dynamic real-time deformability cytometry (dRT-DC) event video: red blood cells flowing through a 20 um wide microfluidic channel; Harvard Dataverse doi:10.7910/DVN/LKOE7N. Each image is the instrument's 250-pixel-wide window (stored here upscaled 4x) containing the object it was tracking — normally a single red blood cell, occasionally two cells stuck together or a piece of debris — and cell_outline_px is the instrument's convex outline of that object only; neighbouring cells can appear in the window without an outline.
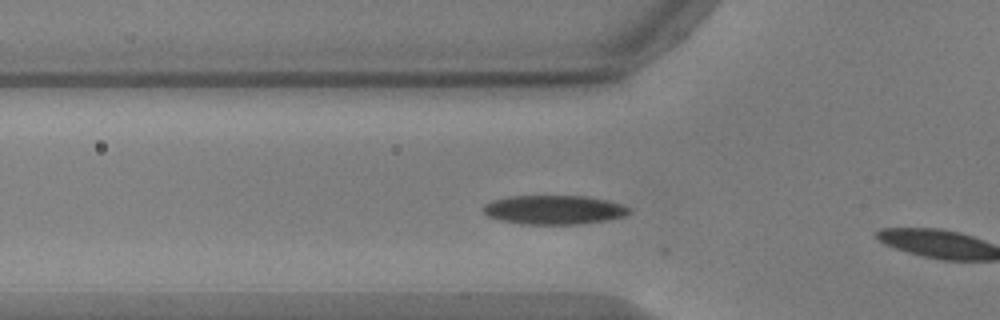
{"species": "common noctule bat (a hibernating species)", "species_latin": "Nyctalus noctula", "temperature_condition": "warm", "stored_images_in_passage": 11, "camera_frame_rate_fps": 3000, "um_per_image_px": 0.085, "animal": {"sex": "male", "body_mass_g": 17.9, "forearm_length_mm": 54.2}, "frame": {"image": 1, "passage_image": 2, "time_ms": 0.333, "image_size_px": [1000, 320], "cell_outline_px": [[632, 212], [628, 216], [608, 220], [580, 224], [520, 224], [500, 220], [488, 216], [480, 208], [484, 204], [492, 200], [508, 196], [588, 196], [608, 200], [624, 204], [632, 208]], "centroid_in_image_um": [47.14, 17.83], "position_along_channel_um": 78.7, "area_um2": 25.26}}
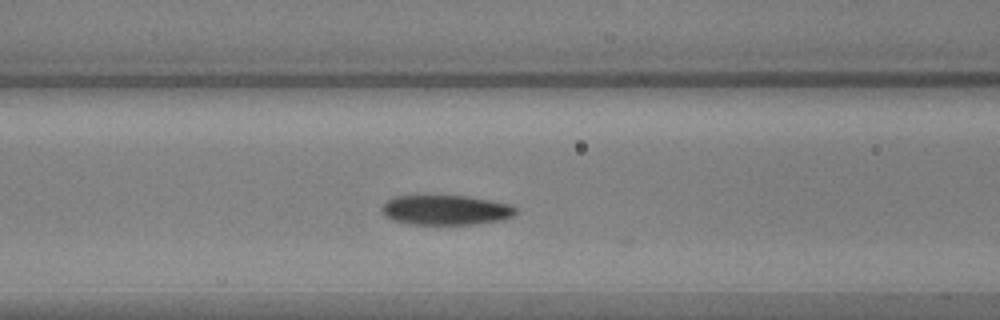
{"frame": {"image": 2, "passage_image": 6, "time_ms": 1.667, "image_size_px": [1000, 320], "cell_outline_px": [[516, 212], [512, 216], [500, 220], [476, 224], [412, 224], [392, 220], [384, 216], [380, 208], [392, 196], [416, 192], [428, 192], [468, 196], [492, 200], [512, 204], [516, 208]], "centroid_in_image_um": [37.81, 17.78], "position_along_channel_um": 128.8, "area_um2": 24.62}}
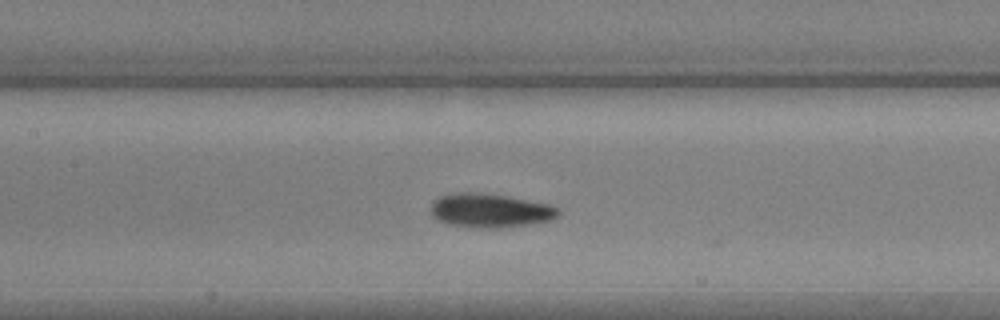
{"frame": {"image": 3, "passage_image": 9, "time_ms": 2.667, "image_size_px": [1000, 320], "cell_outline_px": [[560, 216], [552, 220], [528, 224], [500, 228], [468, 228], [448, 224], [436, 220], [432, 216], [432, 204], [440, 196], [460, 192], [472, 192], [504, 196], [528, 200], [548, 204], [560, 208]], "centroid_in_image_um": [41.68, 17.92], "position_along_channel_um": 165.7, "area_um2": 25.26}}